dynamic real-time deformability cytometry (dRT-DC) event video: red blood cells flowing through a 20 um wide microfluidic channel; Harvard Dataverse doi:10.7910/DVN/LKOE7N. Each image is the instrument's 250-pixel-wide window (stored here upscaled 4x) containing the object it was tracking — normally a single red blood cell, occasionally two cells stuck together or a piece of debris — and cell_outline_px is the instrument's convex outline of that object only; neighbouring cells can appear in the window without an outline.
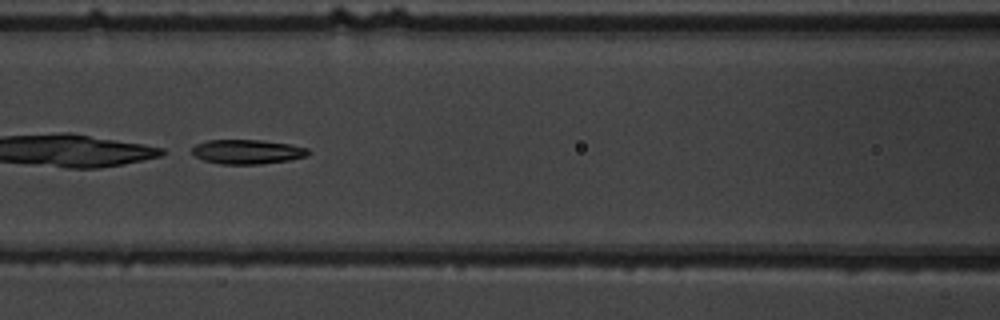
{"species": "common noctule bat (a hibernating species)", "species_latin": "Nyctalus noctula", "temperature_condition": "warm", "stored_images_in_passage": 54, "camera_frame_rate_fps": 3000, "um_per_image_px": 0.085, "animal": {"sex": "male", "body_mass_g": 19.5, "forearm_length_mm": 54.6}, "frame": {"image": 1, "passage_image": 25, "time_ms": 8.0, "image_size_px": [1000, 320], "cell_outline_px": [[308, 156], [288, 160], [260, 164], [220, 164], [204, 160], [196, 156], [192, 152], [192, 148], [196, 144], [208, 140], [264, 140], [292, 144], [308, 148]], "centroid_in_image_um": [21.04, 12.89], "position_along_channel_um": 145.6, "area_um2": 16.53}}
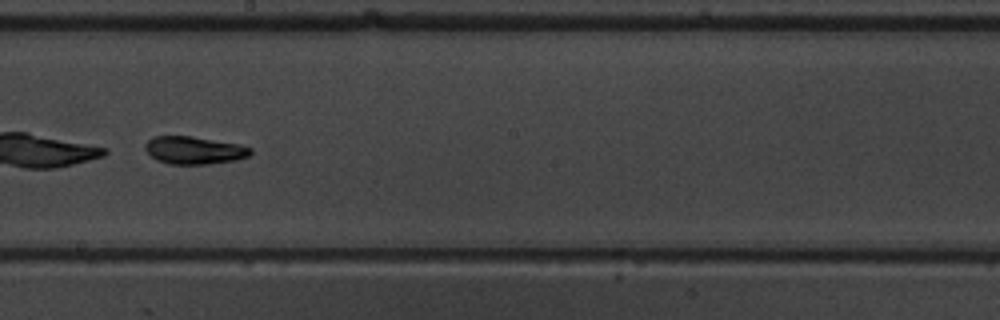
{"frame": {"image": 2, "passage_image": 32, "time_ms": 10.333, "image_size_px": [1000, 320], "cell_outline_px": [[252, 152], [248, 156], [236, 160], [208, 164], [168, 164], [156, 160], [144, 148], [144, 144], [148, 140], [156, 136], [192, 136], [236, 144], [252, 148]], "centroid_in_image_um": [16.48, 12.78], "position_along_channel_um": 231.7, "area_um2": 16.88}}